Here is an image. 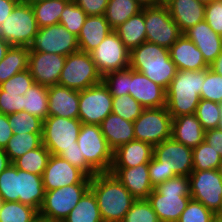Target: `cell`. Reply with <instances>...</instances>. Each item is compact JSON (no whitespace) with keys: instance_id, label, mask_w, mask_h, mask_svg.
I'll use <instances>...</instances> for the list:
<instances>
[{"instance_id":"cell-18","label":"cell","mask_w":222,"mask_h":222,"mask_svg":"<svg viewBox=\"0 0 222 222\" xmlns=\"http://www.w3.org/2000/svg\"><path fill=\"white\" fill-rule=\"evenodd\" d=\"M45 191L75 184H90L91 178L58 155H51L42 175Z\"/></svg>"},{"instance_id":"cell-59","label":"cell","mask_w":222,"mask_h":222,"mask_svg":"<svg viewBox=\"0 0 222 222\" xmlns=\"http://www.w3.org/2000/svg\"><path fill=\"white\" fill-rule=\"evenodd\" d=\"M10 44L0 37V61L5 57L6 52L10 48Z\"/></svg>"},{"instance_id":"cell-5","label":"cell","mask_w":222,"mask_h":222,"mask_svg":"<svg viewBox=\"0 0 222 222\" xmlns=\"http://www.w3.org/2000/svg\"><path fill=\"white\" fill-rule=\"evenodd\" d=\"M189 176H175L157 185L147 200L160 222H177L191 200Z\"/></svg>"},{"instance_id":"cell-28","label":"cell","mask_w":222,"mask_h":222,"mask_svg":"<svg viewBox=\"0 0 222 222\" xmlns=\"http://www.w3.org/2000/svg\"><path fill=\"white\" fill-rule=\"evenodd\" d=\"M112 31L104 15L87 16L77 37L79 50L91 53Z\"/></svg>"},{"instance_id":"cell-2","label":"cell","mask_w":222,"mask_h":222,"mask_svg":"<svg viewBox=\"0 0 222 222\" xmlns=\"http://www.w3.org/2000/svg\"><path fill=\"white\" fill-rule=\"evenodd\" d=\"M129 67L165 89L177 72L169 49L147 41L130 51Z\"/></svg>"},{"instance_id":"cell-40","label":"cell","mask_w":222,"mask_h":222,"mask_svg":"<svg viewBox=\"0 0 222 222\" xmlns=\"http://www.w3.org/2000/svg\"><path fill=\"white\" fill-rule=\"evenodd\" d=\"M8 122L13 134L43 133V120L24 110L9 114Z\"/></svg>"},{"instance_id":"cell-51","label":"cell","mask_w":222,"mask_h":222,"mask_svg":"<svg viewBox=\"0 0 222 222\" xmlns=\"http://www.w3.org/2000/svg\"><path fill=\"white\" fill-rule=\"evenodd\" d=\"M23 110V95L8 93L0 89V113L9 115Z\"/></svg>"},{"instance_id":"cell-6","label":"cell","mask_w":222,"mask_h":222,"mask_svg":"<svg viewBox=\"0 0 222 222\" xmlns=\"http://www.w3.org/2000/svg\"><path fill=\"white\" fill-rule=\"evenodd\" d=\"M38 29L31 4L18 2L0 25V37L11 46L28 47Z\"/></svg>"},{"instance_id":"cell-50","label":"cell","mask_w":222,"mask_h":222,"mask_svg":"<svg viewBox=\"0 0 222 222\" xmlns=\"http://www.w3.org/2000/svg\"><path fill=\"white\" fill-rule=\"evenodd\" d=\"M204 20L214 32L222 35V0H213L205 6Z\"/></svg>"},{"instance_id":"cell-27","label":"cell","mask_w":222,"mask_h":222,"mask_svg":"<svg viewBox=\"0 0 222 222\" xmlns=\"http://www.w3.org/2000/svg\"><path fill=\"white\" fill-rule=\"evenodd\" d=\"M205 130L195 113L172 119L171 137L191 149L204 141Z\"/></svg>"},{"instance_id":"cell-49","label":"cell","mask_w":222,"mask_h":222,"mask_svg":"<svg viewBox=\"0 0 222 222\" xmlns=\"http://www.w3.org/2000/svg\"><path fill=\"white\" fill-rule=\"evenodd\" d=\"M58 156L67 160L72 166L82 170L90 178L97 174V172L85 161L84 155H81V151L77 142L75 147L63 149V151Z\"/></svg>"},{"instance_id":"cell-16","label":"cell","mask_w":222,"mask_h":222,"mask_svg":"<svg viewBox=\"0 0 222 222\" xmlns=\"http://www.w3.org/2000/svg\"><path fill=\"white\" fill-rule=\"evenodd\" d=\"M28 48L29 51L54 53L67 57L78 51L79 45L77 36L58 23L39 28Z\"/></svg>"},{"instance_id":"cell-20","label":"cell","mask_w":222,"mask_h":222,"mask_svg":"<svg viewBox=\"0 0 222 222\" xmlns=\"http://www.w3.org/2000/svg\"><path fill=\"white\" fill-rule=\"evenodd\" d=\"M129 94L145 109L166 106V89L132 68Z\"/></svg>"},{"instance_id":"cell-11","label":"cell","mask_w":222,"mask_h":222,"mask_svg":"<svg viewBox=\"0 0 222 222\" xmlns=\"http://www.w3.org/2000/svg\"><path fill=\"white\" fill-rule=\"evenodd\" d=\"M172 119L166 106L144 109L133 122L135 140L155 146L171 138Z\"/></svg>"},{"instance_id":"cell-34","label":"cell","mask_w":222,"mask_h":222,"mask_svg":"<svg viewBox=\"0 0 222 222\" xmlns=\"http://www.w3.org/2000/svg\"><path fill=\"white\" fill-rule=\"evenodd\" d=\"M23 106L24 111L44 121L48 117V87L32 84L23 95Z\"/></svg>"},{"instance_id":"cell-54","label":"cell","mask_w":222,"mask_h":222,"mask_svg":"<svg viewBox=\"0 0 222 222\" xmlns=\"http://www.w3.org/2000/svg\"><path fill=\"white\" fill-rule=\"evenodd\" d=\"M204 141L212 146L222 157V130L219 128L205 131Z\"/></svg>"},{"instance_id":"cell-23","label":"cell","mask_w":222,"mask_h":222,"mask_svg":"<svg viewBox=\"0 0 222 222\" xmlns=\"http://www.w3.org/2000/svg\"><path fill=\"white\" fill-rule=\"evenodd\" d=\"M79 91L56 84L48 87V116L78 118Z\"/></svg>"},{"instance_id":"cell-55","label":"cell","mask_w":222,"mask_h":222,"mask_svg":"<svg viewBox=\"0 0 222 222\" xmlns=\"http://www.w3.org/2000/svg\"><path fill=\"white\" fill-rule=\"evenodd\" d=\"M13 136L12 128L8 122V115L0 113V148L4 149Z\"/></svg>"},{"instance_id":"cell-47","label":"cell","mask_w":222,"mask_h":222,"mask_svg":"<svg viewBox=\"0 0 222 222\" xmlns=\"http://www.w3.org/2000/svg\"><path fill=\"white\" fill-rule=\"evenodd\" d=\"M201 99L222 104V76L210 68L206 69V77L201 88Z\"/></svg>"},{"instance_id":"cell-1","label":"cell","mask_w":222,"mask_h":222,"mask_svg":"<svg viewBox=\"0 0 222 222\" xmlns=\"http://www.w3.org/2000/svg\"><path fill=\"white\" fill-rule=\"evenodd\" d=\"M103 222H122L136 200L110 172L95 174L90 181Z\"/></svg>"},{"instance_id":"cell-30","label":"cell","mask_w":222,"mask_h":222,"mask_svg":"<svg viewBox=\"0 0 222 222\" xmlns=\"http://www.w3.org/2000/svg\"><path fill=\"white\" fill-rule=\"evenodd\" d=\"M114 31L118 34L125 47L131 51L146 41L144 8L138 14L131 16Z\"/></svg>"},{"instance_id":"cell-38","label":"cell","mask_w":222,"mask_h":222,"mask_svg":"<svg viewBox=\"0 0 222 222\" xmlns=\"http://www.w3.org/2000/svg\"><path fill=\"white\" fill-rule=\"evenodd\" d=\"M39 212L28 205L15 201H4L0 210V222H34Z\"/></svg>"},{"instance_id":"cell-19","label":"cell","mask_w":222,"mask_h":222,"mask_svg":"<svg viewBox=\"0 0 222 222\" xmlns=\"http://www.w3.org/2000/svg\"><path fill=\"white\" fill-rule=\"evenodd\" d=\"M66 56L54 53L30 51L28 70L34 82L43 86L58 84Z\"/></svg>"},{"instance_id":"cell-45","label":"cell","mask_w":222,"mask_h":222,"mask_svg":"<svg viewBox=\"0 0 222 222\" xmlns=\"http://www.w3.org/2000/svg\"><path fill=\"white\" fill-rule=\"evenodd\" d=\"M217 217L201 202L191 199L177 222H216Z\"/></svg>"},{"instance_id":"cell-9","label":"cell","mask_w":222,"mask_h":222,"mask_svg":"<svg viewBox=\"0 0 222 222\" xmlns=\"http://www.w3.org/2000/svg\"><path fill=\"white\" fill-rule=\"evenodd\" d=\"M81 126L79 118L48 116L43 121L42 144L51 155H59L63 149L76 146Z\"/></svg>"},{"instance_id":"cell-56","label":"cell","mask_w":222,"mask_h":222,"mask_svg":"<svg viewBox=\"0 0 222 222\" xmlns=\"http://www.w3.org/2000/svg\"><path fill=\"white\" fill-rule=\"evenodd\" d=\"M19 0H0V25L11 14Z\"/></svg>"},{"instance_id":"cell-68","label":"cell","mask_w":222,"mask_h":222,"mask_svg":"<svg viewBox=\"0 0 222 222\" xmlns=\"http://www.w3.org/2000/svg\"><path fill=\"white\" fill-rule=\"evenodd\" d=\"M34 222H42V219L38 217Z\"/></svg>"},{"instance_id":"cell-8","label":"cell","mask_w":222,"mask_h":222,"mask_svg":"<svg viewBox=\"0 0 222 222\" xmlns=\"http://www.w3.org/2000/svg\"><path fill=\"white\" fill-rule=\"evenodd\" d=\"M77 144L85 161L97 173L110 172L113 150L108 146L100 125L82 123Z\"/></svg>"},{"instance_id":"cell-67","label":"cell","mask_w":222,"mask_h":222,"mask_svg":"<svg viewBox=\"0 0 222 222\" xmlns=\"http://www.w3.org/2000/svg\"><path fill=\"white\" fill-rule=\"evenodd\" d=\"M161 4H165L168 0H158Z\"/></svg>"},{"instance_id":"cell-48","label":"cell","mask_w":222,"mask_h":222,"mask_svg":"<svg viewBox=\"0 0 222 222\" xmlns=\"http://www.w3.org/2000/svg\"><path fill=\"white\" fill-rule=\"evenodd\" d=\"M34 79L28 69L18 72L7 81L0 84L2 91L17 95H24L26 91L34 84Z\"/></svg>"},{"instance_id":"cell-21","label":"cell","mask_w":222,"mask_h":222,"mask_svg":"<svg viewBox=\"0 0 222 222\" xmlns=\"http://www.w3.org/2000/svg\"><path fill=\"white\" fill-rule=\"evenodd\" d=\"M202 53L209 66L222 52V35L214 32L203 20L183 33Z\"/></svg>"},{"instance_id":"cell-17","label":"cell","mask_w":222,"mask_h":222,"mask_svg":"<svg viewBox=\"0 0 222 222\" xmlns=\"http://www.w3.org/2000/svg\"><path fill=\"white\" fill-rule=\"evenodd\" d=\"M90 54L102 77L129 67L130 51L114 30Z\"/></svg>"},{"instance_id":"cell-26","label":"cell","mask_w":222,"mask_h":222,"mask_svg":"<svg viewBox=\"0 0 222 222\" xmlns=\"http://www.w3.org/2000/svg\"><path fill=\"white\" fill-rule=\"evenodd\" d=\"M165 4L182 34L204 20L206 5L197 0H168Z\"/></svg>"},{"instance_id":"cell-39","label":"cell","mask_w":222,"mask_h":222,"mask_svg":"<svg viewBox=\"0 0 222 222\" xmlns=\"http://www.w3.org/2000/svg\"><path fill=\"white\" fill-rule=\"evenodd\" d=\"M193 171L220 169L222 157L212 146L205 141L192 149Z\"/></svg>"},{"instance_id":"cell-44","label":"cell","mask_w":222,"mask_h":222,"mask_svg":"<svg viewBox=\"0 0 222 222\" xmlns=\"http://www.w3.org/2000/svg\"><path fill=\"white\" fill-rule=\"evenodd\" d=\"M102 82L108 87L112 97L129 94L130 67L107 73L102 77Z\"/></svg>"},{"instance_id":"cell-31","label":"cell","mask_w":222,"mask_h":222,"mask_svg":"<svg viewBox=\"0 0 222 222\" xmlns=\"http://www.w3.org/2000/svg\"><path fill=\"white\" fill-rule=\"evenodd\" d=\"M29 53L28 47L10 46L0 61V84L18 72L28 69Z\"/></svg>"},{"instance_id":"cell-69","label":"cell","mask_w":222,"mask_h":222,"mask_svg":"<svg viewBox=\"0 0 222 222\" xmlns=\"http://www.w3.org/2000/svg\"><path fill=\"white\" fill-rule=\"evenodd\" d=\"M220 172L222 173V162H221Z\"/></svg>"},{"instance_id":"cell-64","label":"cell","mask_w":222,"mask_h":222,"mask_svg":"<svg viewBox=\"0 0 222 222\" xmlns=\"http://www.w3.org/2000/svg\"><path fill=\"white\" fill-rule=\"evenodd\" d=\"M42 222H63V221H52V220L42 219Z\"/></svg>"},{"instance_id":"cell-7","label":"cell","mask_w":222,"mask_h":222,"mask_svg":"<svg viewBox=\"0 0 222 222\" xmlns=\"http://www.w3.org/2000/svg\"><path fill=\"white\" fill-rule=\"evenodd\" d=\"M102 82L90 53L76 51L66 57L58 84L82 91Z\"/></svg>"},{"instance_id":"cell-35","label":"cell","mask_w":222,"mask_h":222,"mask_svg":"<svg viewBox=\"0 0 222 222\" xmlns=\"http://www.w3.org/2000/svg\"><path fill=\"white\" fill-rule=\"evenodd\" d=\"M70 0H41L31 4L38 28L58 24L65 5Z\"/></svg>"},{"instance_id":"cell-32","label":"cell","mask_w":222,"mask_h":222,"mask_svg":"<svg viewBox=\"0 0 222 222\" xmlns=\"http://www.w3.org/2000/svg\"><path fill=\"white\" fill-rule=\"evenodd\" d=\"M63 222H103L96 197L90 189Z\"/></svg>"},{"instance_id":"cell-63","label":"cell","mask_w":222,"mask_h":222,"mask_svg":"<svg viewBox=\"0 0 222 222\" xmlns=\"http://www.w3.org/2000/svg\"><path fill=\"white\" fill-rule=\"evenodd\" d=\"M198 2L204 4V5H207L209 4L210 2H212L213 0H197Z\"/></svg>"},{"instance_id":"cell-25","label":"cell","mask_w":222,"mask_h":222,"mask_svg":"<svg viewBox=\"0 0 222 222\" xmlns=\"http://www.w3.org/2000/svg\"><path fill=\"white\" fill-rule=\"evenodd\" d=\"M169 51L177 70L198 71L209 68L200 50L184 34L169 48Z\"/></svg>"},{"instance_id":"cell-52","label":"cell","mask_w":222,"mask_h":222,"mask_svg":"<svg viewBox=\"0 0 222 222\" xmlns=\"http://www.w3.org/2000/svg\"><path fill=\"white\" fill-rule=\"evenodd\" d=\"M88 16L104 15L109 0H73Z\"/></svg>"},{"instance_id":"cell-61","label":"cell","mask_w":222,"mask_h":222,"mask_svg":"<svg viewBox=\"0 0 222 222\" xmlns=\"http://www.w3.org/2000/svg\"><path fill=\"white\" fill-rule=\"evenodd\" d=\"M217 221L222 222V204L219 211L216 213Z\"/></svg>"},{"instance_id":"cell-15","label":"cell","mask_w":222,"mask_h":222,"mask_svg":"<svg viewBox=\"0 0 222 222\" xmlns=\"http://www.w3.org/2000/svg\"><path fill=\"white\" fill-rule=\"evenodd\" d=\"M190 196L215 214L222 204V173L220 169L192 171L189 175Z\"/></svg>"},{"instance_id":"cell-3","label":"cell","mask_w":222,"mask_h":222,"mask_svg":"<svg viewBox=\"0 0 222 222\" xmlns=\"http://www.w3.org/2000/svg\"><path fill=\"white\" fill-rule=\"evenodd\" d=\"M0 196L4 201L21 202L39 212L45 196L42 176L11 164L0 174Z\"/></svg>"},{"instance_id":"cell-37","label":"cell","mask_w":222,"mask_h":222,"mask_svg":"<svg viewBox=\"0 0 222 222\" xmlns=\"http://www.w3.org/2000/svg\"><path fill=\"white\" fill-rule=\"evenodd\" d=\"M43 133L13 134L4 151L11 162L24 155L30 150L38 148L42 144Z\"/></svg>"},{"instance_id":"cell-13","label":"cell","mask_w":222,"mask_h":222,"mask_svg":"<svg viewBox=\"0 0 222 222\" xmlns=\"http://www.w3.org/2000/svg\"><path fill=\"white\" fill-rule=\"evenodd\" d=\"M153 156L166 170V181L175 176H189L193 171L192 149L172 137L155 145Z\"/></svg>"},{"instance_id":"cell-24","label":"cell","mask_w":222,"mask_h":222,"mask_svg":"<svg viewBox=\"0 0 222 222\" xmlns=\"http://www.w3.org/2000/svg\"><path fill=\"white\" fill-rule=\"evenodd\" d=\"M154 154V146L144 141L133 140L113 151L111 168H130L148 164Z\"/></svg>"},{"instance_id":"cell-53","label":"cell","mask_w":222,"mask_h":222,"mask_svg":"<svg viewBox=\"0 0 222 222\" xmlns=\"http://www.w3.org/2000/svg\"><path fill=\"white\" fill-rule=\"evenodd\" d=\"M148 169L150 182L154 188L166 181V170L161 166V163L154 156L148 163Z\"/></svg>"},{"instance_id":"cell-57","label":"cell","mask_w":222,"mask_h":222,"mask_svg":"<svg viewBox=\"0 0 222 222\" xmlns=\"http://www.w3.org/2000/svg\"><path fill=\"white\" fill-rule=\"evenodd\" d=\"M209 68L216 74L222 76V52L217 56V58L209 65Z\"/></svg>"},{"instance_id":"cell-4","label":"cell","mask_w":222,"mask_h":222,"mask_svg":"<svg viewBox=\"0 0 222 222\" xmlns=\"http://www.w3.org/2000/svg\"><path fill=\"white\" fill-rule=\"evenodd\" d=\"M205 77L206 69L177 70L166 89V108L172 118L196 112Z\"/></svg>"},{"instance_id":"cell-36","label":"cell","mask_w":222,"mask_h":222,"mask_svg":"<svg viewBox=\"0 0 222 222\" xmlns=\"http://www.w3.org/2000/svg\"><path fill=\"white\" fill-rule=\"evenodd\" d=\"M51 153L41 144L38 148L28 151L12 162L20 170L42 176Z\"/></svg>"},{"instance_id":"cell-66","label":"cell","mask_w":222,"mask_h":222,"mask_svg":"<svg viewBox=\"0 0 222 222\" xmlns=\"http://www.w3.org/2000/svg\"><path fill=\"white\" fill-rule=\"evenodd\" d=\"M218 128L222 130V116H221L220 124H219V127H218Z\"/></svg>"},{"instance_id":"cell-60","label":"cell","mask_w":222,"mask_h":222,"mask_svg":"<svg viewBox=\"0 0 222 222\" xmlns=\"http://www.w3.org/2000/svg\"><path fill=\"white\" fill-rule=\"evenodd\" d=\"M135 1L143 8L161 4L158 0H135Z\"/></svg>"},{"instance_id":"cell-41","label":"cell","mask_w":222,"mask_h":222,"mask_svg":"<svg viewBox=\"0 0 222 222\" xmlns=\"http://www.w3.org/2000/svg\"><path fill=\"white\" fill-rule=\"evenodd\" d=\"M195 115L205 131L216 129L222 116V104L200 99Z\"/></svg>"},{"instance_id":"cell-33","label":"cell","mask_w":222,"mask_h":222,"mask_svg":"<svg viewBox=\"0 0 222 222\" xmlns=\"http://www.w3.org/2000/svg\"><path fill=\"white\" fill-rule=\"evenodd\" d=\"M142 9L135 0H109L104 16L114 30Z\"/></svg>"},{"instance_id":"cell-42","label":"cell","mask_w":222,"mask_h":222,"mask_svg":"<svg viewBox=\"0 0 222 222\" xmlns=\"http://www.w3.org/2000/svg\"><path fill=\"white\" fill-rule=\"evenodd\" d=\"M87 16L88 15L73 0H70L61 13L59 23L70 33L78 37Z\"/></svg>"},{"instance_id":"cell-22","label":"cell","mask_w":222,"mask_h":222,"mask_svg":"<svg viewBox=\"0 0 222 222\" xmlns=\"http://www.w3.org/2000/svg\"><path fill=\"white\" fill-rule=\"evenodd\" d=\"M112 173L134 196L135 199H147L153 191L149 178L148 164L130 168H111Z\"/></svg>"},{"instance_id":"cell-65","label":"cell","mask_w":222,"mask_h":222,"mask_svg":"<svg viewBox=\"0 0 222 222\" xmlns=\"http://www.w3.org/2000/svg\"><path fill=\"white\" fill-rule=\"evenodd\" d=\"M3 202H4V200H3L2 197L0 196V210H1V207H2Z\"/></svg>"},{"instance_id":"cell-14","label":"cell","mask_w":222,"mask_h":222,"mask_svg":"<svg viewBox=\"0 0 222 222\" xmlns=\"http://www.w3.org/2000/svg\"><path fill=\"white\" fill-rule=\"evenodd\" d=\"M112 100L103 82L79 91L78 118L83 124L100 125L112 113Z\"/></svg>"},{"instance_id":"cell-43","label":"cell","mask_w":222,"mask_h":222,"mask_svg":"<svg viewBox=\"0 0 222 222\" xmlns=\"http://www.w3.org/2000/svg\"><path fill=\"white\" fill-rule=\"evenodd\" d=\"M144 109L130 94L113 97L112 113L129 122H134Z\"/></svg>"},{"instance_id":"cell-46","label":"cell","mask_w":222,"mask_h":222,"mask_svg":"<svg viewBox=\"0 0 222 222\" xmlns=\"http://www.w3.org/2000/svg\"><path fill=\"white\" fill-rule=\"evenodd\" d=\"M122 222H160L147 199H136Z\"/></svg>"},{"instance_id":"cell-62","label":"cell","mask_w":222,"mask_h":222,"mask_svg":"<svg viewBox=\"0 0 222 222\" xmlns=\"http://www.w3.org/2000/svg\"><path fill=\"white\" fill-rule=\"evenodd\" d=\"M37 1H41V0H19V2L28 3V4H33Z\"/></svg>"},{"instance_id":"cell-12","label":"cell","mask_w":222,"mask_h":222,"mask_svg":"<svg viewBox=\"0 0 222 222\" xmlns=\"http://www.w3.org/2000/svg\"><path fill=\"white\" fill-rule=\"evenodd\" d=\"M89 189L90 184H75L45 191L39 217L52 221H63Z\"/></svg>"},{"instance_id":"cell-58","label":"cell","mask_w":222,"mask_h":222,"mask_svg":"<svg viewBox=\"0 0 222 222\" xmlns=\"http://www.w3.org/2000/svg\"><path fill=\"white\" fill-rule=\"evenodd\" d=\"M12 164L4 149L0 148V174Z\"/></svg>"},{"instance_id":"cell-10","label":"cell","mask_w":222,"mask_h":222,"mask_svg":"<svg viewBox=\"0 0 222 222\" xmlns=\"http://www.w3.org/2000/svg\"><path fill=\"white\" fill-rule=\"evenodd\" d=\"M146 41L170 48L182 35L166 4L144 7Z\"/></svg>"},{"instance_id":"cell-29","label":"cell","mask_w":222,"mask_h":222,"mask_svg":"<svg viewBox=\"0 0 222 222\" xmlns=\"http://www.w3.org/2000/svg\"><path fill=\"white\" fill-rule=\"evenodd\" d=\"M101 132L108 146L114 151L117 147L135 140L133 122L110 113L100 124Z\"/></svg>"}]
</instances>
